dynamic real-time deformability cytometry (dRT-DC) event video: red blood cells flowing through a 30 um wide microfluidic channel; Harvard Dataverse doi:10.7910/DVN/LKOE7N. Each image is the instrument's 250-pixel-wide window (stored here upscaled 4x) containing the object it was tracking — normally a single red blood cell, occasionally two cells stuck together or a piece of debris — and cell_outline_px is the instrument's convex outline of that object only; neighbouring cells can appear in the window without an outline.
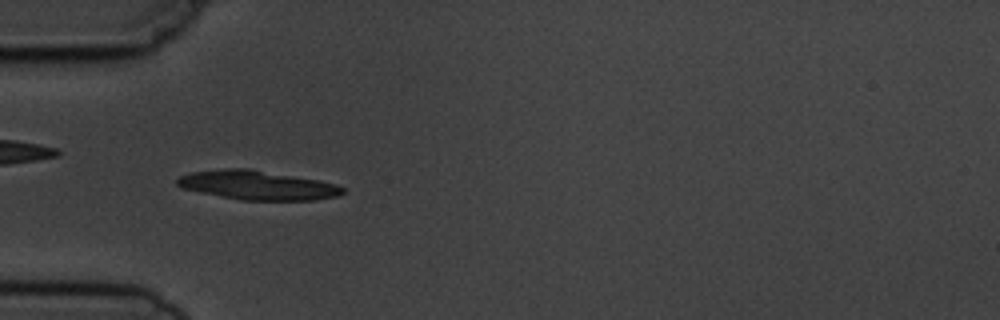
{"species": "common noctule bat (a hibernating species)", "species_latin": "Nyctalus noctula", "temperature_condition": "cold", "stored_images_in_passage": 11, "camera_frame_rate_fps": 3000, "um_per_image_px": 0.085, "animal": {"sex": "male", "body_mass_g": 19.5, "forearm_length_mm": 54.6}, "frame": {"image": 1, "passage_image": 5, "time_ms": 5.333, "image_size_px": [1000, 320], "cell_outline_px": [[344, 192], [336, 196], [312, 200], [240, 200], [180, 188], [176, 184], [176, 180], [180, 176], [192, 172], [224, 168], [248, 168], [320, 180], [336, 184], [344, 188]], "centroid_in_image_um": [21.86, 15.74], "position_along_channel_um": 63.1, "area_um2": 28.09}}
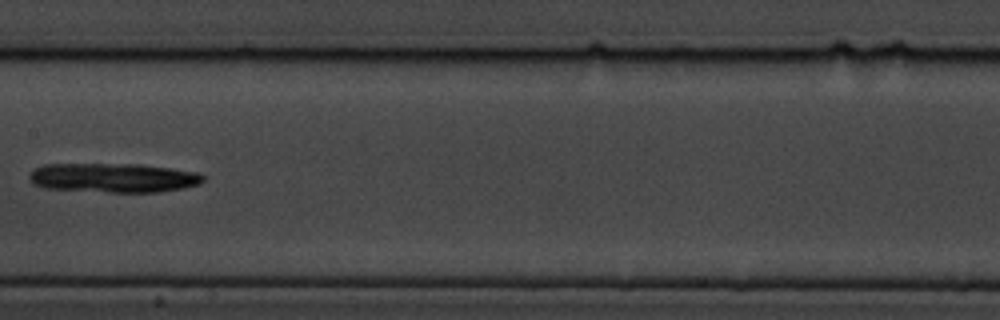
{"frame": {"image": 2, "passage_image": 8, "time_ms": 9.0, "image_size_px": [1000, 320], "cell_outline_px": [[204, 180], [200, 184], [184, 188], [156, 192], [108, 192], [44, 188], [32, 184], [28, 176], [32, 168], [44, 164], [140, 164], [172, 168], [200, 172], [204, 176]], "centroid_in_image_um": [9.62, 15.1], "position_along_channel_um": 197.8, "area_um2": 30.06}}
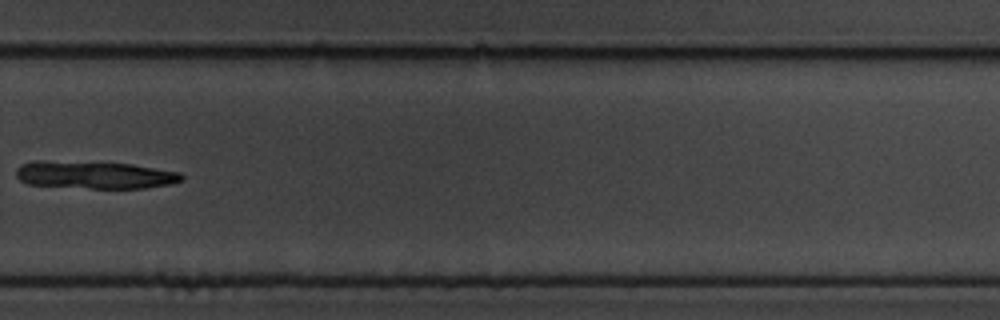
{"frame": {"image": 3, "passage_image": 11, "time_ms": 12.333, "image_size_px": [1000, 320], "cell_outline_px": [[184, 180], [172, 184], [144, 188], [92, 188], [28, 184], [20, 180], [16, 176], [16, 168], [20, 164], [32, 160], [44, 160], [132, 164], [180, 172], [184, 176]], "centroid_in_image_um": [8.04, 14.86], "position_along_channel_um": 321.8, "area_um2": 26.7}}